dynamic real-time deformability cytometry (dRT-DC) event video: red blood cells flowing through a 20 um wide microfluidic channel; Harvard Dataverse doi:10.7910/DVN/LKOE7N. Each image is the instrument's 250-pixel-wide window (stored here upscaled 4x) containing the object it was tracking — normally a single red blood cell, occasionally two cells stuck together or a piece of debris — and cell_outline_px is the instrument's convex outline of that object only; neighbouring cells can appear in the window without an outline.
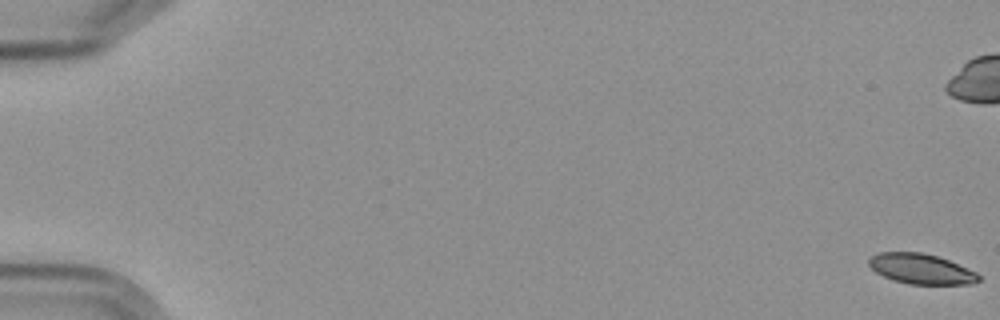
{"species": "Egyptian fruit bat (a non-hibernating species)", "species_latin": "Rousettus aegyptiacus", "temperature_condition": "cold", "stored_images_in_passage": 17, "camera_frame_rate_fps": 3000, "um_per_image_px": 0.085, "frame": {"image": 1, "passage_image": 1, "time_ms": 0.0, "image_size_px": [1000, 320], "cell_outline_px": [[980, 280], [972, 284], [908, 284], [892, 280], [876, 272], [868, 264], [868, 260], [872, 256], [880, 252], [920, 252], [936, 256], [948, 260], [976, 272], [980, 276]], "centroid_in_image_um": [78.29, 22.86], "position_along_channel_um": 6.7, "area_um2": 19.19}}